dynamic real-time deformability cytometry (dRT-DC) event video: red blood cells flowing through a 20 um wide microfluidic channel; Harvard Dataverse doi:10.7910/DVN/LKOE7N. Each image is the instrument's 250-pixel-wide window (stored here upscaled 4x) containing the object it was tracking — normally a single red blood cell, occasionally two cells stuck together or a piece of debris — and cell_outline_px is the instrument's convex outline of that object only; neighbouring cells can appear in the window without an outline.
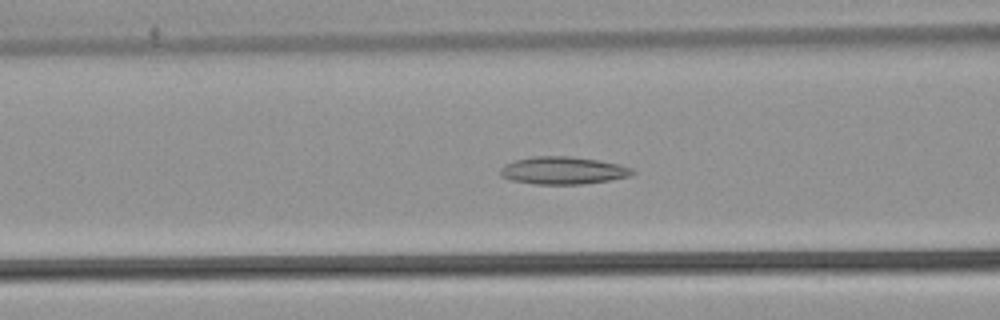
{"species": "common noctule bat (a hibernating species)", "species_latin": "Nyctalus noctula", "temperature_condition": "warm", "stored_images_in_passage": 50, "camera_frame_rate_fps": 3000, "um_per_image_px": 0.085, "animal": {"sex": "male", "body_mass_g": 21.5, "forearm_length_mm": 52.0}, "frame": {"image": 1, "passage_image": 19, "time_ms": 6.0, "image_size_px": [1000, 320], "cell_outline_px": [[636, 172], [632, 176], [608, 180], [580, 184], [532, 184], [508, 180], [500, 176], [500, 168], [504, 164], [516, 160], [532, 156], [568, 156], [596, 160], [620, 164], [632, 168]], "centroid_in_image_um": [47.83, 14.49], "position_along_channel_um": 118.8, "area_um2": 21.33}}
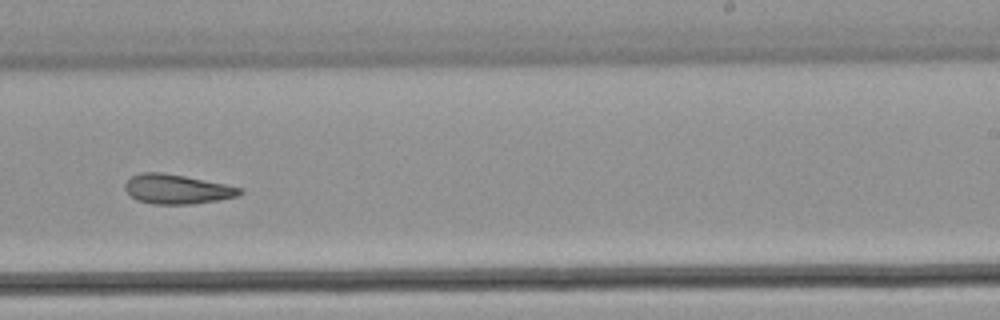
{"frame": {"image": 2, "passage_image": 31, "time_ms": 10.0, "image_size_px": [1000, 320], "cell_outline_px": [[244, 192], [236, 196], [216, 200], [192, 204], [152, 204], [136, 200], [124, 188], [124, 184], [132, 176], [140, 172], [160, 172], [184, 176], [244, 188]], "centroid_in_image_um": [15.02, 16.08], "position_along_channel_um": 274.0, "area_um2": 19.59}}
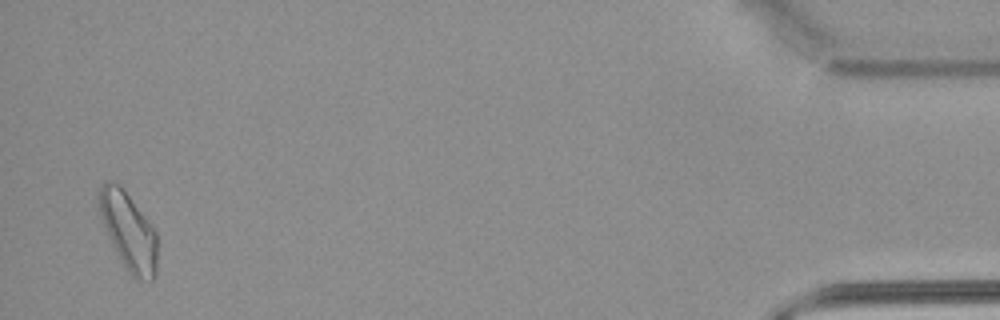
{"frame": {"image": 3, "passage_image": 49, "time_ms": 16.0, "image_size_px": [1000, 320], "cell_outline_px": [[156, 276], [152, 280], [136, 280], [128, 272], [116, 252], [108, 236], [100, 216], [96, 200], [96, 196], [104, 180], [120, 184], [148, 220], [156, 232]], "centroid_in_image_um": [10.89, 19.63], "position_along_channel_um": 424.3, "area_um2": 26.41}, "authors_computed_cell_mechanics": {"area_um2": 21.7617, "velocity_mm_per_s": 3.8845, "shape_relaxation_time_tau1_ms": null, "shape_relaxation_time_tau2_ms": 6.1188, "deformation_change_tau1": null, "deformation_change_tau2": 0.1545}}